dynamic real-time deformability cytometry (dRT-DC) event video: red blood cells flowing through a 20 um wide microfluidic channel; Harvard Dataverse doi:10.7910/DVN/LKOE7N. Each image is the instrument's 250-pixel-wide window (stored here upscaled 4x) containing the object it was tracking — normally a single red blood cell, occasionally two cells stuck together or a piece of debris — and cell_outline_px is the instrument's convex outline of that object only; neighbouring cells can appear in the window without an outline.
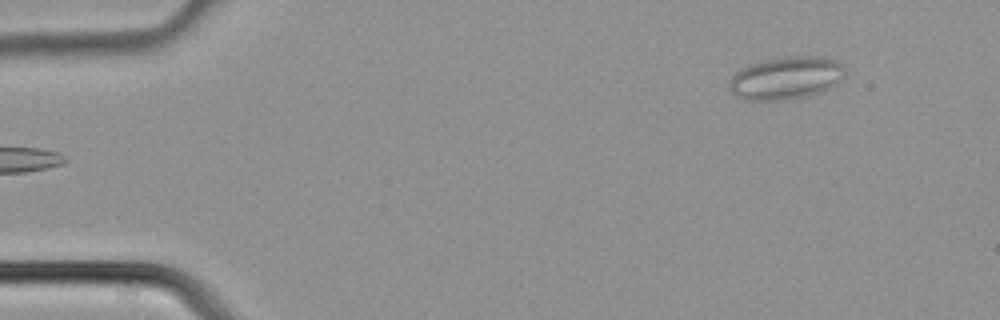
{"species": "common noctule bat (a hibernating species)", "species_latin": "Nyctalus noctula", "temperature_condition": "cold", "stored_images_in_passage": 4, "camera_frame_rate_fps": 3000, "um_per_image_px": 0.085, "animal": {"sex": "male", "body_mass_g": 21.5, "forearm_length_mm": 52.0}, "frame": {"image": 1, "passage_image": 4, "time_ms": 1.0, "image_size_px": [1000, 320], "cell_outline_px": [[844, 76], [836, 84], [820, 92], [804, 96], [784, 100], [744, 100], [736, 96], [728, 88], [728, 80], [740, 68], [764, 60], [784, 56], [820, 56], [836, 60], [844, 64]], "centroid_in_image_um": [66.79, 6.62], "position_along_channel_um": 18.2, "area_um2": 28.96}}